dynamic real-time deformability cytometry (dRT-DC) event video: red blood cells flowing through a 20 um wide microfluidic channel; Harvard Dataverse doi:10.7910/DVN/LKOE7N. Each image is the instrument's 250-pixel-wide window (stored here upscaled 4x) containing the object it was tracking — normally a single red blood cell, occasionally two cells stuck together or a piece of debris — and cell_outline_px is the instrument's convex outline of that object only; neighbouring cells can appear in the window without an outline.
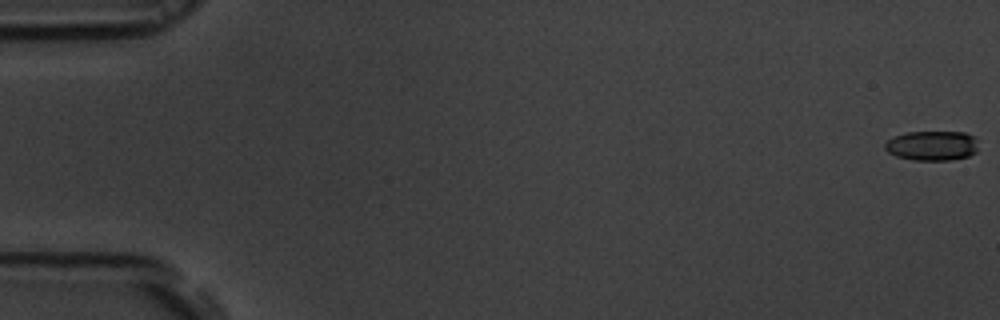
{"species": "common noctule bat (a hibernating species)", "species_latin": "Nyctalus noctula", "temperature_condition": "room temperature", "stored_images_in_passage": 56, "camera_frame_rate_fps": 3000, "um_per_image_px": 0.085, "animal": {"sex": "male", "body_mass_g": 19.5, "forearm_length_mm": 54.6}, "frame": {"image": 1, "passage_image": 1, "time_ms": 0.0, "image_size_px": [1000, 320], "cell_outline_px": [[976, 152], [968, 156], [952, 160], [912, 160], [896, 156], [888, 152], [884, 148], [884, 144], [888, 140], [896, 136], [908, 132], [964, 132], [972, 136], [976, 140]], "centroid_in_image_um": [79.21, 12.39], "position_along_channel_um": 5.8, "area_um2": 16.07}}
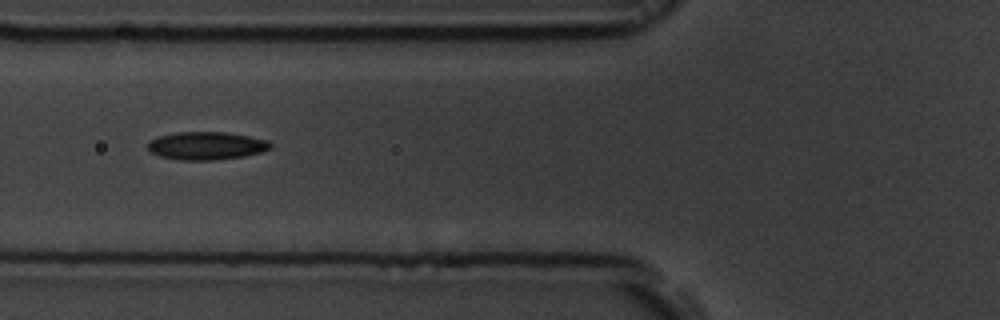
{"frame": {"image": 2, "passage_image": 22, "time_ms": 7.0, "image_size_px": [1000, 320], "cell_outline_px": [[272, 148], [260, 152], [244, 156], [216, 160], [180, 160], [160, 156], [152, 152], [148, 148], [148, 140], [160, 136], [176, 132], [224, 132], [248, 136], [268, 140], [272, 144]], "centroid_in_image_um": [17.55, 12.39], "position_along_channel_um": 108.3, "area_um2": 19.94}}
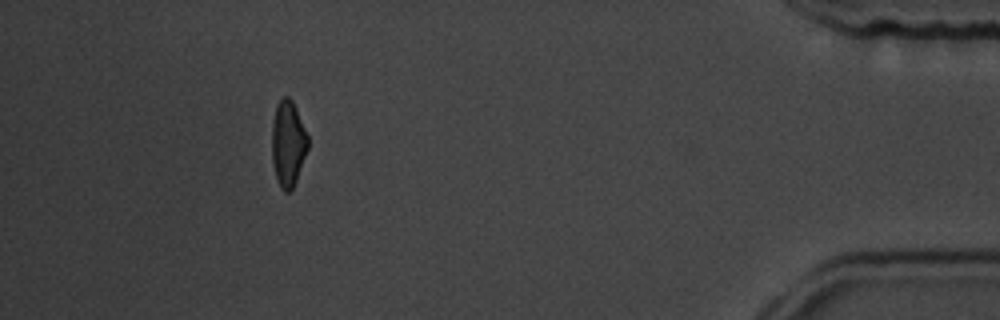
{"frame": {"image": 3, "passage_image": 51, "time_ms": 16.667, "image_size_px": [1000, 320], "cell_outline_px": [[308, 148], [296, 180], [292, 188], [288, 192], [284, 192], [280, 188], [276, 180], [272, 164], [272, 124], [276, 104], [284, 96], [288, 96], [292, 100], [296, 108], [308, 136]], "centroid_in_image_um": [24.46, 12.21], "position_along_channel_um": 410.7, "area_um2": 18.09}, "authors_computed_cell_mechanics": {"area_um2": 18.4671, "velocity_mm_per_s": 3.7332, "shape_relaxation_time_tau1_ms": 3.452, "shape_relaxation_time_tau2_ms": 3.856, "deformation_change_tau1": 0.1135, "deformation_change_tau2": 0.1152}}